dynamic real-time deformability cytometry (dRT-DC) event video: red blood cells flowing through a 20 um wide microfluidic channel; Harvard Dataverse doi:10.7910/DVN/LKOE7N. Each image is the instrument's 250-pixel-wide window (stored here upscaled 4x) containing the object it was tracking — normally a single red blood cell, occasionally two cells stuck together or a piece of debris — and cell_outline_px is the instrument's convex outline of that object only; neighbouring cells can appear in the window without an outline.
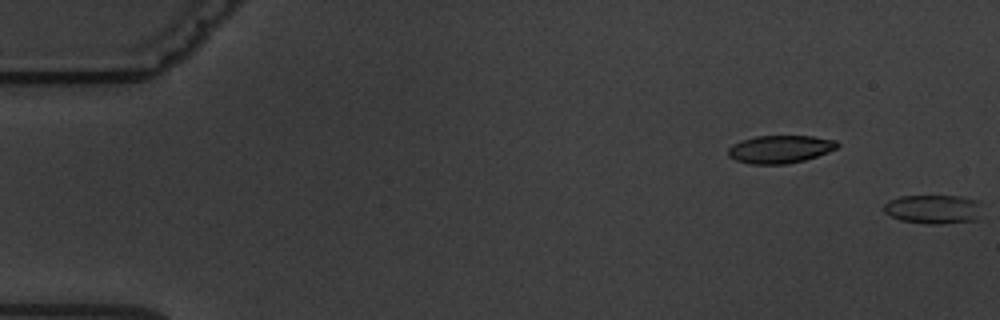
{"species": "common noctule bat (a hibernating species)", "species_latin": "Nyctalus noctula", "temperature_condition": "warm", "stored_images_in_passage": 2, "camera_frame_rate_fps": 3000, "um_per_image_px": 0.085, "animal": {"sex": "male", "body_mass_g": 19.5, "forearm_length_mm": 54.6}, "frame": {"image": 1, "passage_image": 2, "time_ms": 1.0, "image_size_px": [1000, 320], "cell_outline_px": [[976, 220], [940, 224], [928, 224], [900, 220], [884, 212], [884, 204], [888, 200], [900, 196], [960, 196], [976, 200]], "centroid_in_image_um": [79.22, 17.78], "position_along_channel_um": 5.8, "area_um2": 16.18}}